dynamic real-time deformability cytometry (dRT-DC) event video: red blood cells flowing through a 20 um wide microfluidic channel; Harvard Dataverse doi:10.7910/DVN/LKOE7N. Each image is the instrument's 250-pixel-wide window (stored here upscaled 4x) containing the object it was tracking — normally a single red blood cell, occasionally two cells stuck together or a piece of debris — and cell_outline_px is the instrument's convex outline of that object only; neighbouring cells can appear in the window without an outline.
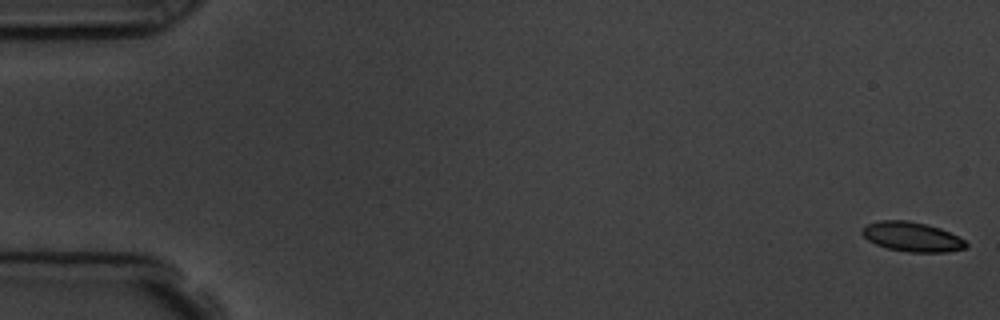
{"species": "common noctule bat (a hibernating species)", "species_latin": "Nyctalus noctula", "temperature_condition": "room temperature", "stored_images_in_passage": 5, "camera_frame_rate_fps": 3000, "um_per_image_px": 0.085, "animal": {"sex": "male", "body_mass_g": 19.5, "forearm_length_mm": 54.6}, "frame": {"image": 1, "passage_image": 1, "time_ms": 0.0, "image_size_px": [1000, 320], "cell_outline_px": [[968, 248], [948, 252], [908, 252], [888, 248], [876, 244], [868, 240], [860, 232], [860, 228], [868, 224], [880, 220], [908, 220], [928, 224], [940, 228], [964, 240], [968, 244]], "centroid_in_image_um": [77.51, 20.12], "position_along_channel_um": 7.5, "area_um2": 17.98}}
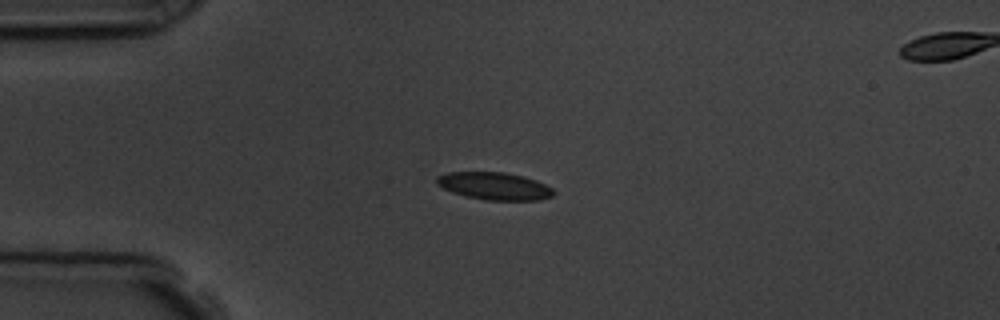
{"frame": {"image": 2, "passage_image": 4, "time_ms": 4.333, "image_size_px": [1000, 320], "cell_outline_px": [[556, 192], [552, 196], [540, 200], [484, 200], [464, 196], [452, 192], [436, 184], [436, 176], [448, 172], [504, 172], [524, 176], [536, 180], [552, 188]], "centroid_in_image_um": [42.02, 15.81], "position_along_channel_um": 43.0, "area_um2": 18.84}}